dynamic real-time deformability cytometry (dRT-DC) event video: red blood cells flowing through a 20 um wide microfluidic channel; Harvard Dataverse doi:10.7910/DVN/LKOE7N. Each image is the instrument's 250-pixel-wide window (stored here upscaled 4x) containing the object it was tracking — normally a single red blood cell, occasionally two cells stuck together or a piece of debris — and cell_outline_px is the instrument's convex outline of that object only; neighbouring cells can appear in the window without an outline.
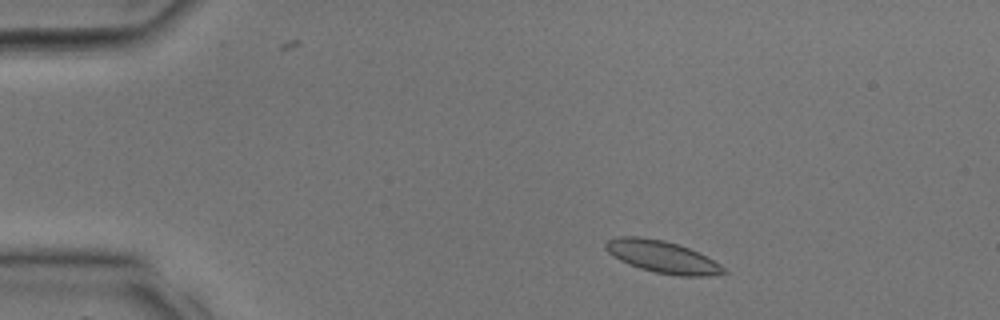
{"species": "common noctule bat (a hibernating species)", "species_latin": "Nyctalus noctula", "temperature_condition": "room temperature", "stored_images_in_passage": 30, "camera_frame_rate_fps": 3000, "um_per_image_px": 0.085, "animal": {"sex": "male", "body_mass_g": 17.9, "forearm_length_mm": 54.2}, "frame": {"image": 1, "passage_image": 3, "time_ms": 0.667, "image_size_px": [1000, 320], "cell_outline_px": [[728, 272], [704, 276], [680, 276], [656, 272], [640, 268], [620, 260], [612, 256], [604, 248], [604, 244], [608, 240], [616, 236], [640, 236], [664, 240], [680, 244], [720, 264]], "centroid_in_image_um": [56.24, 21.81], "position_along_channel_um": 28.8, "area_um2": 21.91}}
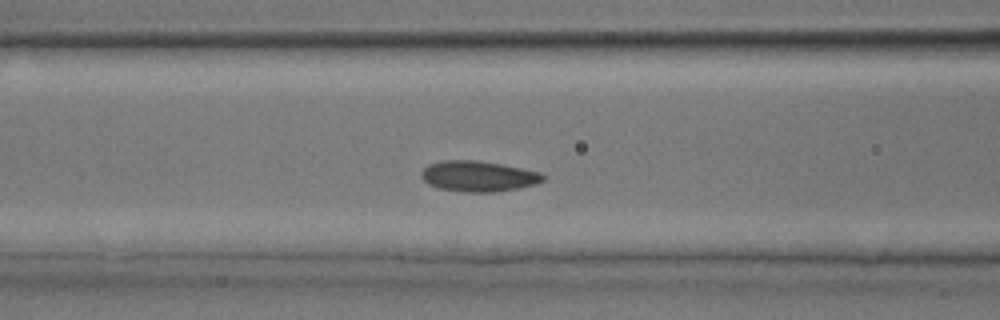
{"frame": {"image": 2, "passage_image": 11, "time_ms": 3.333, "image_size_px": [1000, 320], "cell_outline_px": [[544, 180], [536, 184], [496, 192], [464, 192], [440, 188], [428, 184], [420, 176], [420, 172], [428, 164], [440, 160], [476, 160], [500, 164], [540, 172], [544, 176]], "centroid_in_image_um": [40.61, 14.97], "position_along_channel_um": 126.0, "area_um2": 21.68}}
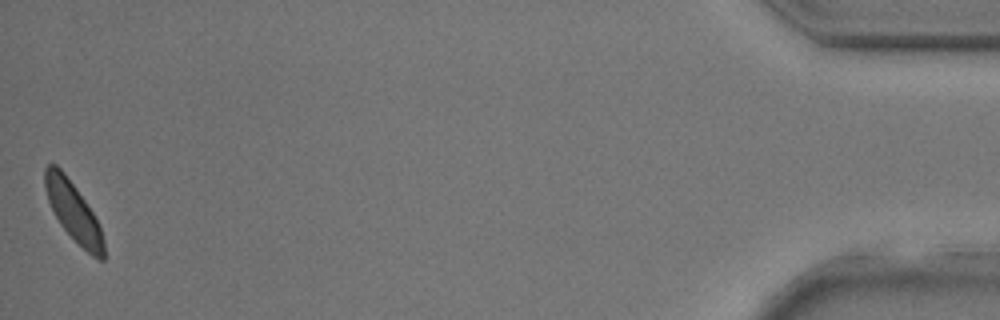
{"frame": {"image": 3, "passage_image": 30, "time_ms": 9.667, "image_size_px": [1000, 320], "cell_outline_px": [[104, 260], [100, 260], [92, 256], [60, 224], [48, 200], [44, 188], [44, 168], [48, 164], [56, 164], [64, 172], [76, 188], [92, 212], [100, 228], [104, 240]], "centroid_in_image_um": [6.21, 17.94], "position_along_channel_um": 429.0, "area_um2": 19.71}}